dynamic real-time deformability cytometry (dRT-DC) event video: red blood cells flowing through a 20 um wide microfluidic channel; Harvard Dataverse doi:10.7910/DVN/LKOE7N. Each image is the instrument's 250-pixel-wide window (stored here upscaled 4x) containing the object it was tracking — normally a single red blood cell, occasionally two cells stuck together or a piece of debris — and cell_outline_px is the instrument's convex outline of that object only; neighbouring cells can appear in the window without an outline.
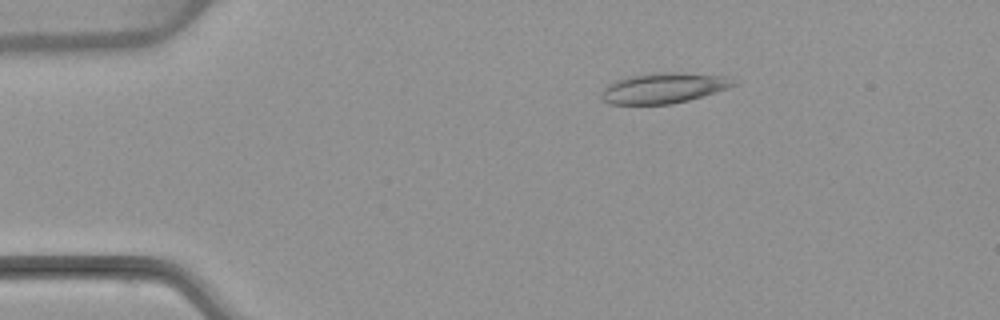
{"species": "common noctule bat (a hibernating species)", "species_latin": "Nyctalus noctula", "temperature_condition": "warm", "stored_images_in_passage": 54, "camera_frame_rate_fps": 3000, "um_per_image_px": 0.085, "animal": {"sex": "female", "body_mass_g": 22.7, "forearm_length_mm": 54.2}, "frame": {"image": 1, "passage_image": 10, "time_ms": 3.0, "image_size_px": [1000, 320], "cell_outline_px": [[740, 80], [736, 84], [728, 88], [688, 100], [672, 104], [608, 104], [600, 96], [604, 88], [608, 84], [616, 80], [628, 76], [668, 72], [676, 72], [728, 76]], "centroid_in_image_um": [56.44, 7.48], "position_along_channel_um": 28.6, "area_um2": 23.41}}
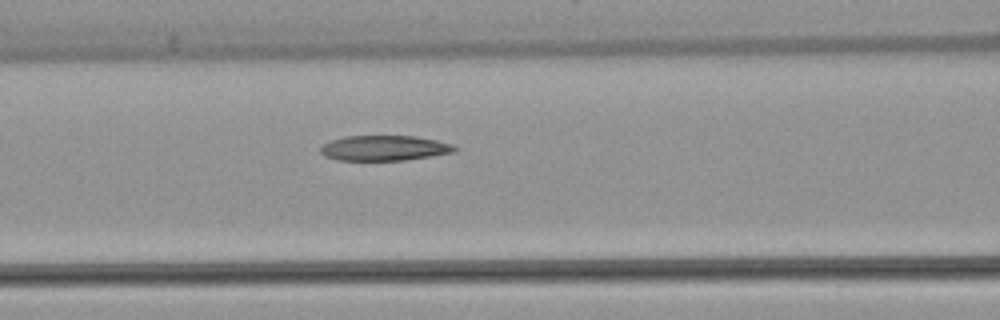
{"frame": {"image": 2, "passage_image": 23, "time_ms": 7.333, "image_size_px": [1000, 320], "cell_outline_px": [[456, 152], [404, 160], [336, 160], [324, 156], [320, 152], [320, 148], [324, 144], [332, 140], [344, 136], [416, 136], [436, 140], [452, 144], [456, 148]], "centroid_in_image_um": [32.65, 12.58], "position_along_channel_um": 133.9, "area_um2": 19.65}}
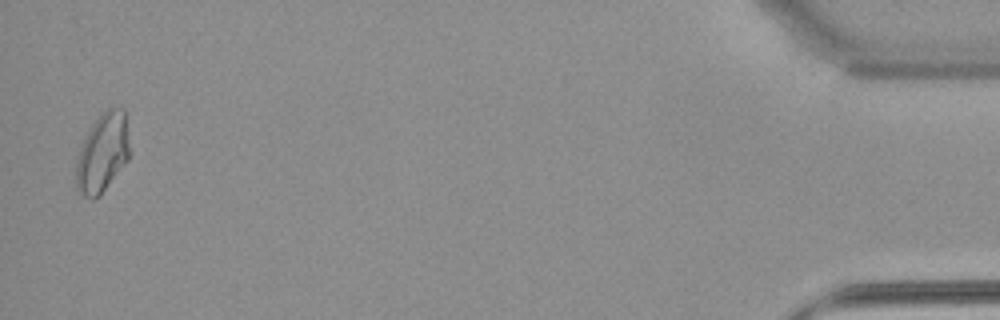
{"frame": {"image": 3, "passage_image": 53, "time_ms": 17.333, "image_size_px": [1000, 320], "cell_outline_px": [[132, 152], [128, 160], [100, 196], [92, 200], [84, 196], [76, 188], [76, 164], [80, 148], [92, 124], [100, 112], [108, 108], [124, 108]], "centroid_in_image_um": [8.75, 12.99], "position_along_channel_um": 426.4, "area_um2": 25.03}, "authors_computed_cell_mechanics": {"area_um2": 21.4149, "velocity_mm_per_s": 3.8294, "shape_relaxation_time_tau1_ms": null, "shape_relaxation_time_tau2_ms": 4.524, "deformation_change_tau1": null, "deformation_change_tau2": 0.129}}